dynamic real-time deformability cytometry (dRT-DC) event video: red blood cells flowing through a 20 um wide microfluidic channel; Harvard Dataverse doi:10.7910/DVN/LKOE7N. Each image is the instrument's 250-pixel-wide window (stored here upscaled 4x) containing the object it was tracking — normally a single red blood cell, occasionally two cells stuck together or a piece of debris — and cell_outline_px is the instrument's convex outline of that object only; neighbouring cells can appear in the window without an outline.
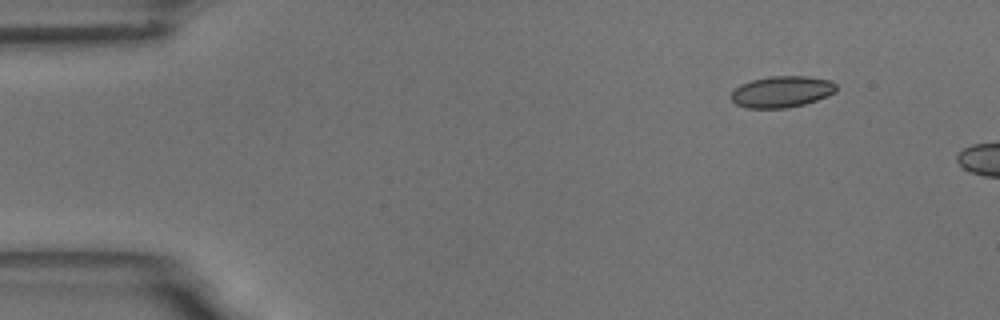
{"species": "common noctule bat (a hibernating species)", "species_latin": "Nyctalus noctula", "temperature_condition": "room temperature", "stored_images_in_passage": 4, "camera_frame_rate_fps": 3000, "um_per_image_px": 0.085, "animal": {"sex": "male", "body_mass_g": 18.8}, "frame": {"image": 1, "passage_image": 1, "time_ms": 0.0, "image_size_px": [1000, 320], "cell_outline_px": [[836, 92], [828, 96], [804, 104], [788, 108], [748, 108], [736, 104], [732, 100], [732, 92], [740, 84], [752, 80], [768, 76], [808, 76], [832, 80], [836, 84]], "centroid_in_image_um": [66.48, 7.79], "position_along_channel_um": 18.5, "area_um2": 19.31}}